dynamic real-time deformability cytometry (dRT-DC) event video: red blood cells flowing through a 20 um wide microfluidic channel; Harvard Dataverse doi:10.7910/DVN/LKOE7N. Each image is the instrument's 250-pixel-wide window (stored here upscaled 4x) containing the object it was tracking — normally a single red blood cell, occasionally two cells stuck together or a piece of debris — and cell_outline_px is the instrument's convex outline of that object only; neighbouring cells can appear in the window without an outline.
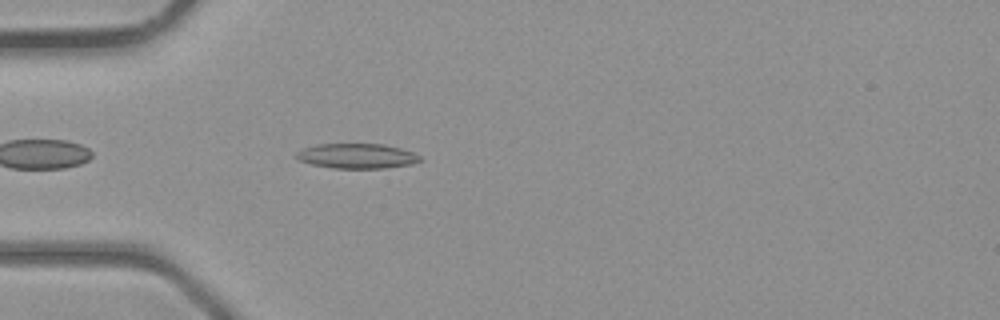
{"species": "common noctule bat (a hibernating species)", "species_latin": "Nyctalus noctula", "temperature_condition": "room temperature", "stored_images_in_passage": 32, "camera_frame_rate_fps": 3000, "um_per_image_px": 0.085, "animal": {"sex": "male", "body_mass_g": 23.1, "forearm_length_mm": 52.7}, "frame": {"image": 1, "passage_image": 3, "time_ms": 0.667, "image_size_px": [1000, 320], "cell_outline_px": [[424, 160], [412, 164], [384, 168], [332, 168], [312, 164], [300, 160], [296, 156], [296, 152], [304, 148], [316, 144], [384, 144], [400, 148], [412, 152], [420, 156]], "centroid_in_image_um": [30.37, 13.26], "position_along_channel_um": 54.6, "area_um2": 17.92}}
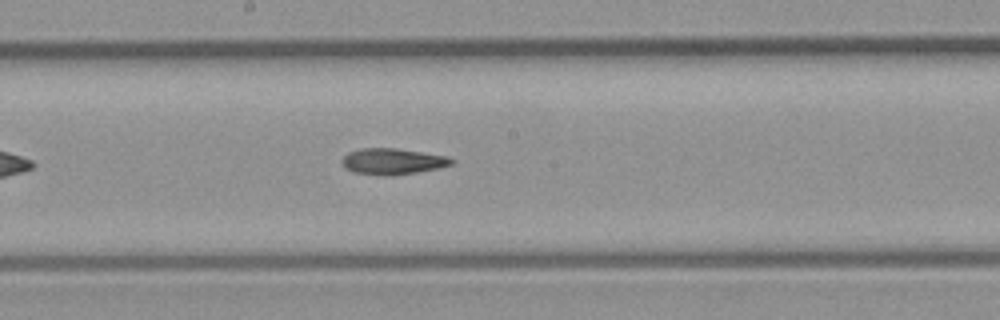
{"frame": {"image": 2, "passage_image": 13, "time_ms": 4.0, "image_size_px": [1000, 320], "cell_outline_px": [[456, 160], [452, 164], [440, 168], [416, 172], [388, 176], [384, 176], [352, 172], [344, 168], [340, 160], [348, 152], [360, 148], [396, 148], [448, 156]], "centroid_in_image_um": [33.35, 13.72], "position_along_channel_um": 214.8, "area_um2": 16.88}}
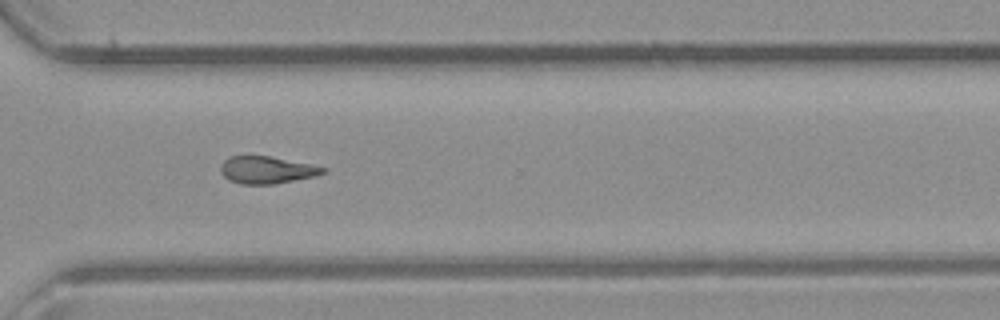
{"frame": {"image": 3, "passage_image": 21, "time_ms": 6.667, "image_size_px": [1000, 320], "cell_outline_px": [[328, 168], [324, 172], [316, 176], [272, 184], [240, 184], [228, 180], [220, 172], [220, 164], [228, 156], [268, 156]], "centroid_in_image_um": [22.61, 14.45], "position_along_channel_um": 348.0, "area_um2": 16.13}}